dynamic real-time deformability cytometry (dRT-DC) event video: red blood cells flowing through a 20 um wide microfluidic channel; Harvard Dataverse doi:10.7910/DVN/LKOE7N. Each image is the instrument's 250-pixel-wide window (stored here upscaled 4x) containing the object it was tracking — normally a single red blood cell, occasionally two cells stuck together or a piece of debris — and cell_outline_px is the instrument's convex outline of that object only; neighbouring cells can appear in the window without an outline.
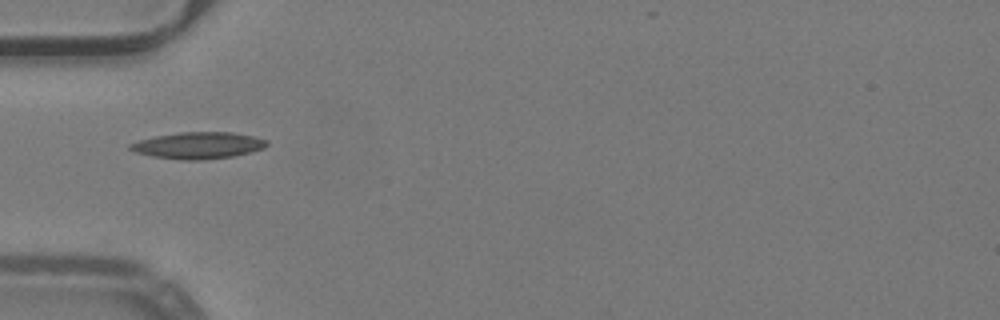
{"species": "common noctule bat (a hibernating species)", "species_latin": "Nyctalus noctula", "temperature_condition": "warm", "stored_images_in_passage": 32, "camera_frame_rate_fps": 3000, "um_per_image_px": 0.085, "animal": {"sex": "male", "body_mass_g": 19.2, "forearm_length_mm": 51.8}, "frame": {"image": 1, "passage_image": 1, "time_ms": 0.0, "image_size_px": [1000, 320], "cell_outline_px": [[268, 144], [264, 148], [232, 156], [204, 160], [180, 160], [152, 156], [136, 152], [128, 148], [128, 144], [140, 140], [156, 136], [180, 132], [232, 132], [252, 136], [268, 140]], "centroid_in_image_um": [16.84, 12.36], "position_along_channel_um": 68.2, "area_um2": 21.1}}